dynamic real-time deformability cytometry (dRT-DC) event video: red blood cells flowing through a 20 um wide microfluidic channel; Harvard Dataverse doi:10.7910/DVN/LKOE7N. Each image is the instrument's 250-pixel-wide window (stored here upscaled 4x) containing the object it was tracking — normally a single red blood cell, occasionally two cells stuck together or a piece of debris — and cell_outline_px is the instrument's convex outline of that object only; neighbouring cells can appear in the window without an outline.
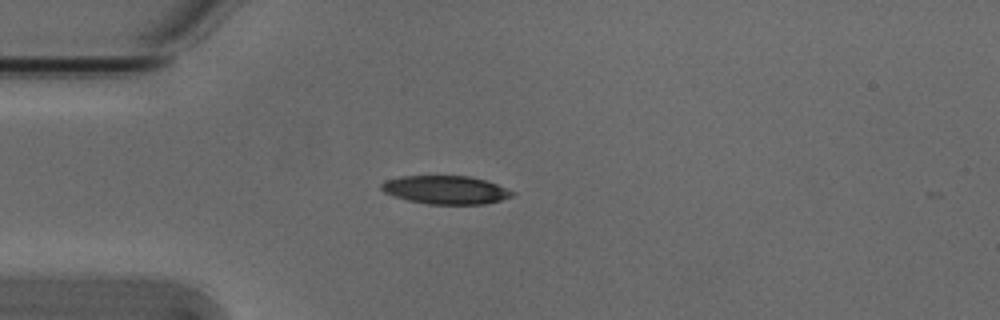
{"species": "Egyptian fruit bat (a non-hibernating species)", "species_latin": "Rousettus aegyptiacus", "temperature_condition": "cold", "stored_images_in_passage": 4, "camera_frame_rate_fps": 3000, "um_per_image_px": 0.085, "animal": {"sex": "male"}, "frame": {"image": 1, "passage_image": 4, "time_ms": 1.0, "image_size_px": [1000, 320], "cell_outline_px": [[516, 192], [512, 196], [500, 200], [484, 204], [428, 204], [408, 200], [384, 192], [380, 188], [380, 184], [384, 180], [400, 176], [468, 176], [484, 180], [496, 184]], "centroid_in_image_um": [37.86, 16.13], "position_along_channel_um": 47.1, "area_um2": 21.5}}